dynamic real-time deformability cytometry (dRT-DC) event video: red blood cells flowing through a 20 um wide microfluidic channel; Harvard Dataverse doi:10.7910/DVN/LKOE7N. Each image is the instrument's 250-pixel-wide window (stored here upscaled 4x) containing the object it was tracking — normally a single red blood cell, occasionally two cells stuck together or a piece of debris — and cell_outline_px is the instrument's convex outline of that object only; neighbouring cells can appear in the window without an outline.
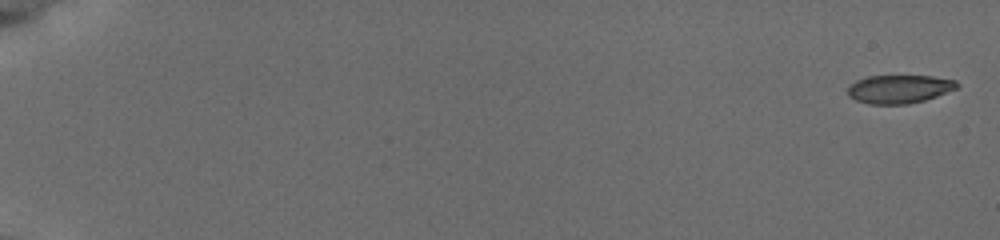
{"species": "common noctule bat (a hibernating species)", "species_latin": "Nyctalus noctula", "temperature_condition": "cold", "stored_images_in_passage": 11, "camera_frame_rate_fps": 3000, "um_per_image_px": 0.085, "animal": {"sex": "female", "body_mass_g": 19.5, "forearm_length_mm": 54.1}, "frame": {"image": 1, "passage_image": 1, "time_ms": 0.0, "image_size_px": [1000, 240], "cell_outline_px": [[960, 84], [956, 88], [936, 96], [924, 100], [908, 104], [868, 104], [856, 100], [848, 96], [848, 88], [856, 80], [868, 76], [932, 76], [956, 80]], "centroid_in_image_um": [76.43, 7.57], "position_along_channel_um": 8.6, "area_um2": 17.98}}
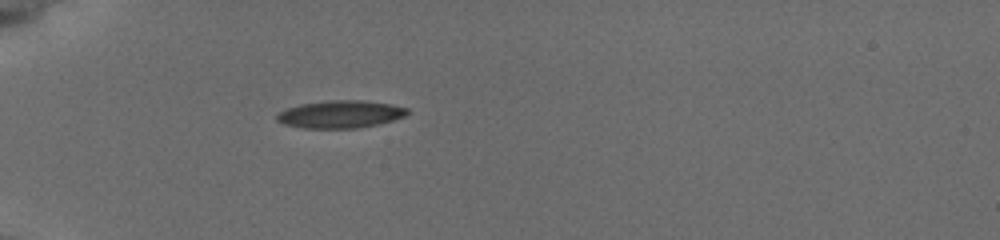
{"frame": {"image": 2, "passage_image": 10, "time_ms": 6.0, "image_size_px": [1000, 240], "cell_outline_px": [[408, 112], [404, 116], [392, 120], [376, 124], [356, 128], [304, 128], [284, 124], [276, 120], [276, 116], [280, 112], [288, 108], [300, 104], [328, 100], [364, 100], [392, 104], [408, 108]], "centroid_in_image_um": [28.93, 9.7], "position_along_channel_um": 56.1, "area_um2": 20.81}}